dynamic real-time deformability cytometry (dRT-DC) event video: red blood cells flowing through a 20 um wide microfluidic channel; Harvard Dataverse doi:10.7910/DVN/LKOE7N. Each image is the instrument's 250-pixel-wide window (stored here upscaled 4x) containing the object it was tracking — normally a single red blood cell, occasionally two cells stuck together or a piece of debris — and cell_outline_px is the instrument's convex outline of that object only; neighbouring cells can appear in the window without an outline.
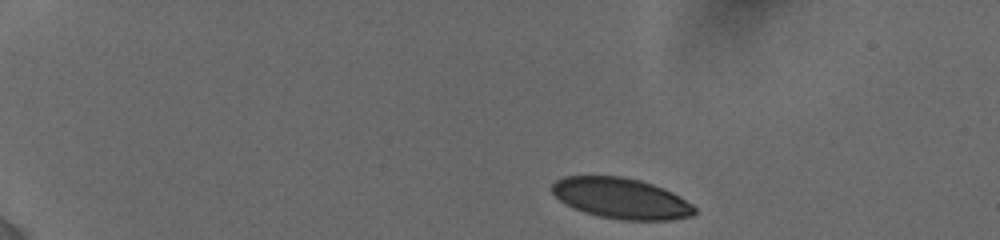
{"species": "human", "species_latin": "Homo sapiens", "temperature_condition": "cold", "stored_images_in_passage": 29, "camera_frame_rate_fps": 3000, "um_per_image_px": 0.085, "donor": {"sex": "female"}, "frame": {"image": 1, "passage_image": 1, "time_ms": 0.0, "image_size_px": [1000, 240], "cell_outline_px": [[696, 212], [692, 216], [668, 220], [620, 220], [600, 216], [584, 212], [572, 208], [564, 204], [552, 192], [552, 184], [556, 180], [564, 176], [624, 176], [640, 180], [652, 184], [672, 192], [692, 204], [696, 208]], "centroid_in_image_um": [52.78, 16.86], "position_along_channel_um": 32.2, "area_um2": 33.87}}
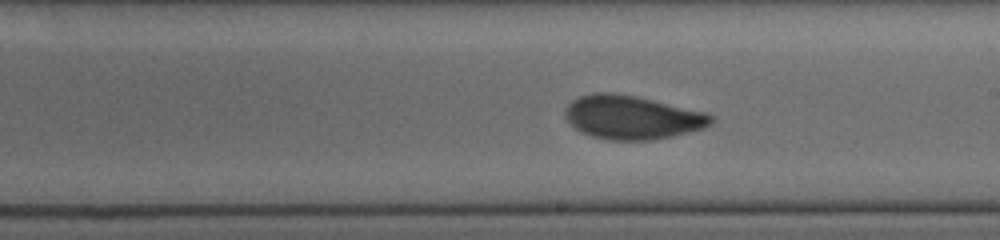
{"frame": {"image": 2, "passage_image": 16, "time_ms": 8.0, "image_size_px": [1000, 240], "cell_outline_px": [[716, 116], [712, 124], [704, 128], [672, 136], [652, 140], [608, 140], [592, 136], [580, 132], [568, 124], [564, 116], [564, 108], [572, 100], [580, 96], [592, 92], [612, 92], [636, 96], [708, 112]], "centroid_in_image_um": [53.72, 9.97], "position_along_channel_um": 235.3, "area_um2": 37.74}}
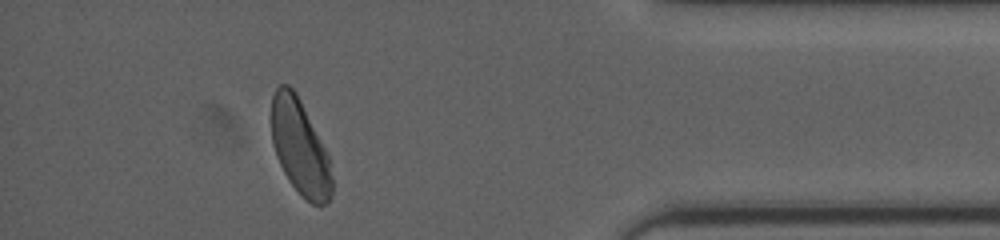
{"frame": {"image": 3, "passage_image": 27, "time_ms": 13.333, "image_size_px": [1000, 240], "cell_outline_px": [[332, 196], [324, 204], [312, 204], [288, 180], [276, 156], [272, 144], [272, 96], [276, 88], [280, 84], [288, 84], [296, 92], [328, 156], [332, 180]], "centroid_in_image_um": [25.47, 12.5], "position_along_channel_um": 409.7, "area_um2": 32.83}, "authors_computed_cell_mechanics": {"area_um2": 35.7782, "velocity_mm_per_s": 3.8206, "shape_relaxation_time_tau1_ms": 5.7183, "shape_relaxation_time_tau2_ms": 1.1966, "deformation_change_tau1": 0.1495, "deformation_change_tau2": 0.0562}}